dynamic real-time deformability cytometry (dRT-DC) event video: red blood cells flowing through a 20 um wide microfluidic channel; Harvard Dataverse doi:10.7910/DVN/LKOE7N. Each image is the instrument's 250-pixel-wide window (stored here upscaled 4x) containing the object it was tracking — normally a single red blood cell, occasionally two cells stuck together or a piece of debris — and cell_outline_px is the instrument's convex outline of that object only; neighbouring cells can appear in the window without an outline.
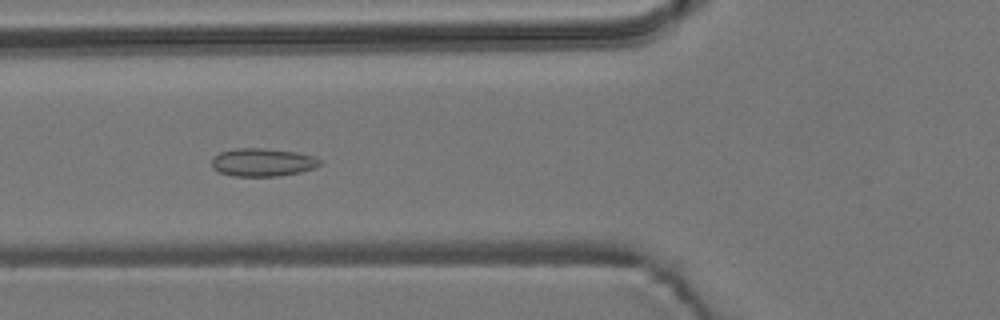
{"species": "common noctule bat (a hibernating species)", "species_latin": "Nyctalus noctula", "temperature_condition": "room temperature", "stored_images_in_passage": 56, "camera_frame_rate_fps": 3000, "um_per_image_px": 0.085, "animal": {"sex": "male", "body_mass_g": 19.2, "forearm_length_mm": 51.8}, "frame": {"image": 1, "passage_image": 21, "time_ms": 6.667, "image_size_px": [1000, 320], "cell_outline_px": [[320, 164], [316, 168], [300, 172], [280, 176], [232, 176], [220, 172], [212, 168], [212, 160], [220, 152], [236, 148], [264, 148], [296, 152], [312, 156], [320, 160]], "centroid_in_image_um": [22.32, 13.8], "position_along_channel_um": 103.5, "area_um2": 17.63}}
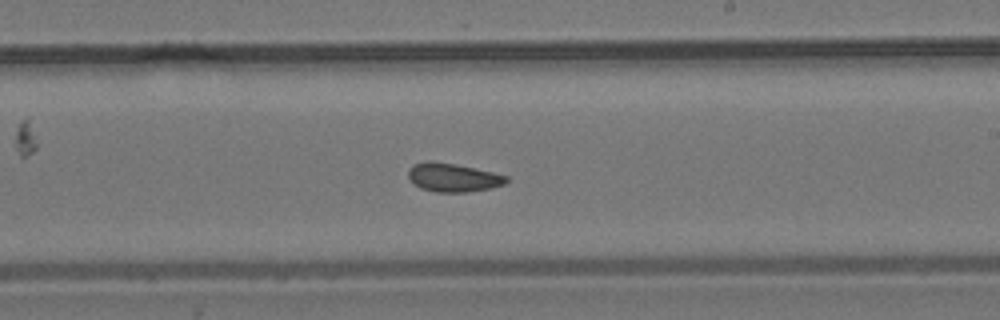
{"frame": {"image": 2, "passage_image": 33, "time_ms": 10.667, "image_size_px": [1000, 320], "cell_outline_px": [[508, 180], [504, 184], [492, 188], [468, 192], [436, 192], [420, 188], [408, 176], [408, 168], [412, 164], [428, 160], [432, 160], [456, 164], [492, 172], [508, 176]], "centroid_in_image_um": [38.49, 15.07], "position_along_channel_um": 250.5, "area_um2": 16.42}}
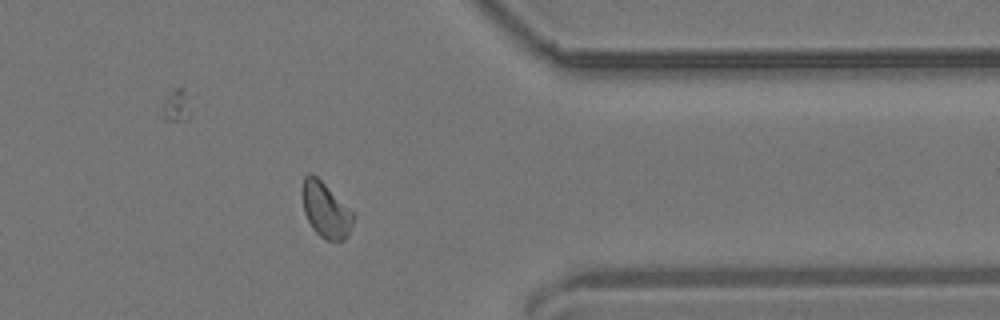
{"frame": {"image": 3, "passage_image": 45, "time_ms": 14.667, "image_size_px": [1000, 320], "cell_outline_px": [[356, 216], [348, 236], [344, 240], [324, 240], [312, 228], [304, 212], [300, 192], [300, 188], [304, 176], [308, 172], [312, 172], [356, 212]], "centroid_in_image_um": [27.69, 17.81], "position_along_channel_um": 383.7, "area_um2": 17.17}, "authors_computed_cell_mechanics": {"area_um2": 16.8198, "velocity_mm_per_s": 3.6657, "shape_relaxation_time_tau1_ms": null, "shape_relaxation_time_tau2_ms": 2.3586, "deformation_change_tau1": null, "deformation_change_tau2": 0.0854}}